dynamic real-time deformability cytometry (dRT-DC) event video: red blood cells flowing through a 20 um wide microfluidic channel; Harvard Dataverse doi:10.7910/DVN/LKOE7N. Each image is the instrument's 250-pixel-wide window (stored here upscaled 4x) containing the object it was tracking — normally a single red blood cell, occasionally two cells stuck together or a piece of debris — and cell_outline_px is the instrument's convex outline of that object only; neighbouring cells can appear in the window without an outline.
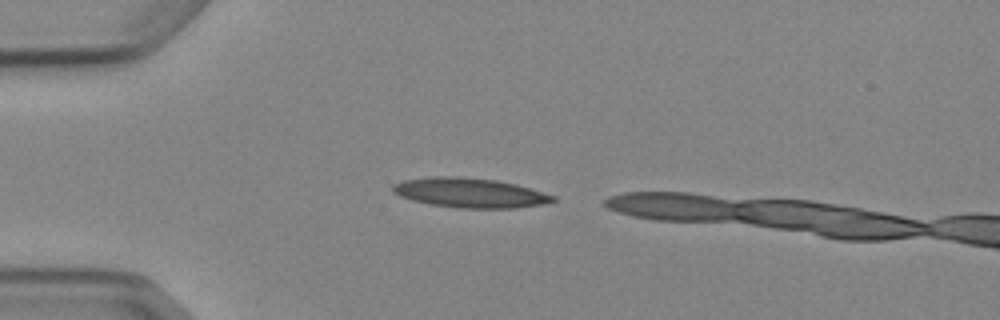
{"species": "Egyptian fruit bat (a non-hibernating species)", "species_latin": "Rousettus aegyptiacus", "temperature_condition": "cold", "stored_images_in_passage": 4, "segment_of_instrument_passage": [2, 2], "camera_frame_rate_fps": 3000, "um_per_image_px": 0.085, "animal": {"sex": "female"}, "frame": {"image": 1, "passage_image": 4, "time_ms": 3.667, "image_size_px": [1000, 320], "cell_outline_px": [[556, 200], [544, 204], [516, 208], [456, 208], [432, 204], [412, 200], [400, 196], [392, 192], [392, 184], [404, 180], [432, 176], [456, 176], [496, 180], [516, 184], [556, 196]], "centroid_in_image_um": [39.93, 16.39], "position_along_channel_um": 45.1, "area_um2": 27.69}}